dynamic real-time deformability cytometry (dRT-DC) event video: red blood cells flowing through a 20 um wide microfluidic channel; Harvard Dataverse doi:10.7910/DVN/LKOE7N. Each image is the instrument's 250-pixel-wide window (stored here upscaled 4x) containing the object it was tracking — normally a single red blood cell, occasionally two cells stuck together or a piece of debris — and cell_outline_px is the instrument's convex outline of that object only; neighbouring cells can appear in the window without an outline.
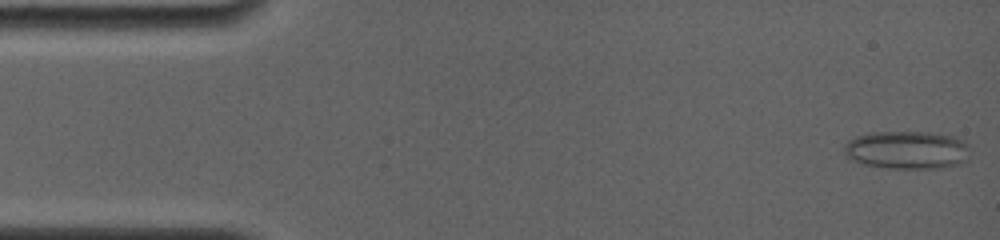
{"species": "common noctule bat (a hibernating species)", "species_latin": "Nyctalus noctula", "temperature_condition": "room temperature", "stored_images_in_passage": 44, "camera_frame_rate_fps": 4000, "um_per_image_px": 0.085, "animal": {"sex": "female", "body_mass_g": 19.0, "forearm_length_mm": 56.7}, "frame": {"image": 1, "passage_image": 1, "time_ms": 0.0, "image_size_px": [1000, 240], "cell_outline_px": [[968, 148], [964, 160], [960, 164], [940, 168], [888, 168], [864, 164], [848, 160], [844, 156], [844, 144], [848, 140], [856, 136], [872, 132], [928, 132], [952, 136], [968, 144]], "centroid_in_image_um": [77.01, 12.75], "position_along_channel_um": 8.0, "area_um2": 27.92}}
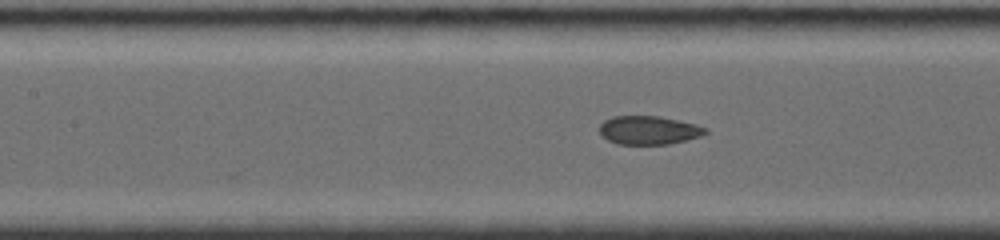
{"frame": {"image": 2, "passage_image": 24, "time_ms": 6.75, "image_size_px": [1000, 240], "cell_outline_px": [[708, 132], [700, 136], [668, 144], [616, 144], [608, 140], [600, 132], [600, 124], [604, 120], [612, 116], [660, 116], [696, 124], [708, 128]], "centroid_in_image_um": [55.15, 11.06], "position_along_channel_um": 152.3, "area_um2": 17.57}}
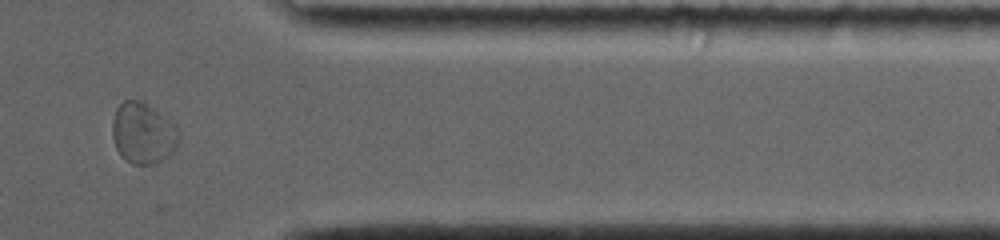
{"frame": {"image": 3, "passage_image": 39, "time_ms": 13.25, "image_size_px": [1000, 240], "cell_outline_px": [[180, 140], [176, 148], [172, 152], [156, 164], [132, 164], [124, 160], [120, 156], [116, 148], [112, 136], [112, 120], [116, 108], [124, 100], [144, 100], [176, 124], [180, 132]], "centroid_in_image_um": [12.17, 11.31], "position_along_channel_um": 399.2, "area_um2": 24.28}}